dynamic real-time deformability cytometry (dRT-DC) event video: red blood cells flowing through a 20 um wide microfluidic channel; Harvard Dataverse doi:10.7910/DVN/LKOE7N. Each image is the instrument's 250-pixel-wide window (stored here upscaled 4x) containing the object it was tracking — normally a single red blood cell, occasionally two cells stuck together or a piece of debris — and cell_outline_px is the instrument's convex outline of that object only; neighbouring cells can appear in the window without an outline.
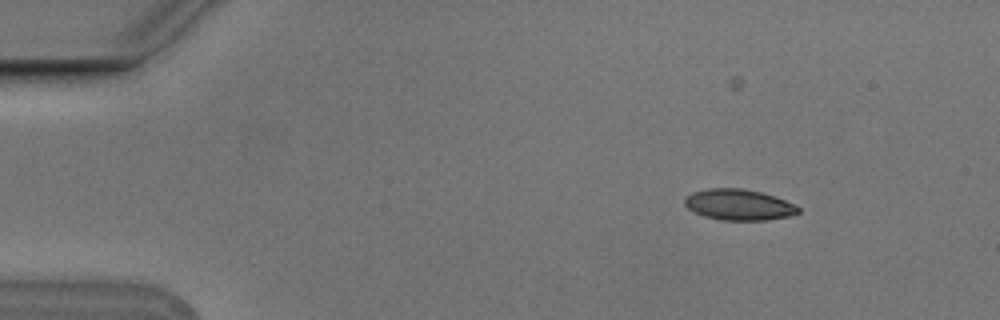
{"species": "Egyptian fruit bat (a non-hibernating species)", "species_latin": "Rousettus aegyptiacus", "temperature_condition": "cold", "stored_images_in_passage": 4, "camera_frame_rate_fps": 3000, "um_per_image_px": 0.085, "animal": {"sex": "male"}, "frame": {"image": 1, "passage_image": 1, "time_ms": 0.0, "image_size_px": [1000, 320], "cell_outline_px": [[800, 212], [788, 216], [764, 220], [720, 220], [704, 216], [688, 208], [684, 204], [684, 200], [692, 192], [708, 188], [744, 188], [776, 196], [796, 204], [800, 208]], "centroid_in_image_um": [62.82, 17.39], "position_along_channel_um": 22.2, "area_um2": 20.52}}